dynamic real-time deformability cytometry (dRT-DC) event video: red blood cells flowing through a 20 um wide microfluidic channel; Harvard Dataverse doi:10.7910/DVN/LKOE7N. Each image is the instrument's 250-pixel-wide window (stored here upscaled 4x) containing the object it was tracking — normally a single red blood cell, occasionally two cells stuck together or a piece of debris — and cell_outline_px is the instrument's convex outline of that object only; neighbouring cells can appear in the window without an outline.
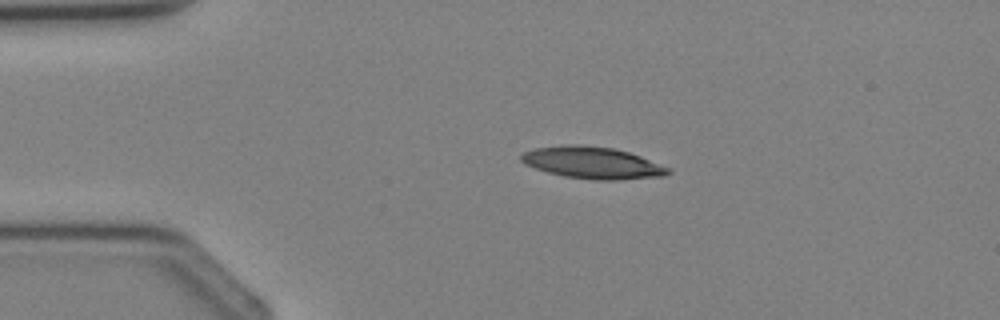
{"species": "Egyptian fruit bat (a non-hibernating species)", "species_latin": "Rousettus aegyptiacus", "temperature_condition": "cold", "stored_images_in_passage": 2, "camera_frame_rate_fps": 3000, "um_per_image_px": 0.085, "animal": {"sex": "female"}, "frame": {"image": 1, "passage_image": 1, "time_ms": 0.0, "image_size_px": [1000, 320], "cell_outline_px": [[672, 172], [664, 176], [616, 180], [596, 180], [564, 176], [548, 172], [524, 164], [520, 160], [520, 156], [524, 152], [536, 148], [564, 144], [580, 144], [612, 148], [628, 152], [640, 156], [672, 168]], "centroid_in_image_um": [50.38, 13.83], "position_along_channel_um": 34.6, "area_um2": 27.34}}
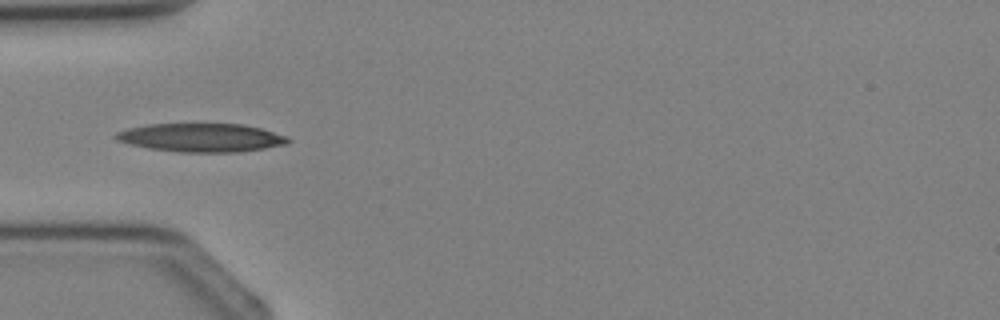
{"frame": {"image": 2, "passage_image": 2, "time_ms": 1.333, "image_size_px": [1000, 320], "cell_outline_px": [[292, 140], [288, 144], [264, 148], [236, 152], [180, 152], [148, 148], [128, 144], [116, 140], [112, 136], [116, 132], [128, 128], [148, 124], [244, 124], [260, 128], [288, 136]], "centroid_in_image_um": [17.1, 11.7], "position_along_channel_um": 67.9, "area_um2": 28.73}}